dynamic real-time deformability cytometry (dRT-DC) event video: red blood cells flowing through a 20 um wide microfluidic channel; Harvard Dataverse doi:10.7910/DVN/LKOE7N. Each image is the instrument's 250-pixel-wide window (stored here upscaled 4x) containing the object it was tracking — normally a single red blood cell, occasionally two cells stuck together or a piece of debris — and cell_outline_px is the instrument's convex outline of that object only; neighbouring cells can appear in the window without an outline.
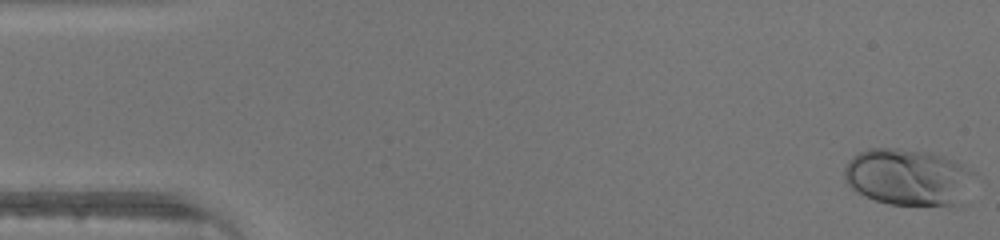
{"species": "human", "species_latin": "Homo sapiens", "temperature_condition": "warm", "stored_images_in_passage": 46, "camera_frame_rate_fps": 3000, "um_per_image_px": 0.085, "donor": {"sex": "male"}, "frame": {"image": 1, "passage_image": 1, "time_ms": 0.0, "image_size_px": [1000, 240], "cell_outline_px": [[976, 172], [952, 204], [888, 204], [876, 200], [852, 188], [848, 184], [844, 176], [844, 168], [848, 160], [856, 152], [868, 148], [896, 148], [932, 152], [956, 160]], "centroid_in_image_um": [77.08, 14.98], "position_along_channel_um": 7.9, "area_um2": 41.91}}
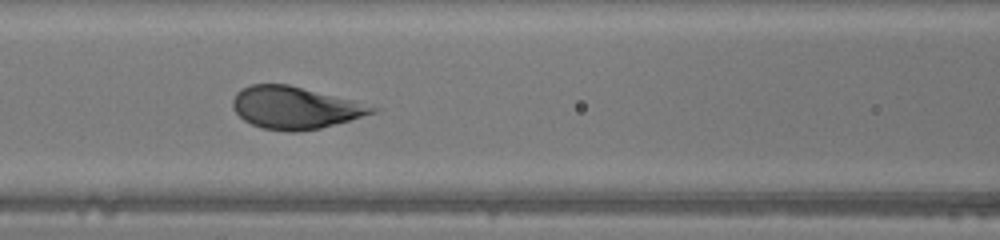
{"frame": {"image": 2, "passage_image": 20, "time_ms": 6.333, "image_size_px": [1000, 240], "cell_outline_px": [[380, 108], [376, 112], [320, 128], [296, 132], [288, 132], [264, 128], [252, 124], [244, 120], [232, 108], [232, 100], [236, 92], [240, 88], [252, 84], [288, 84], [352, 100]], "centroid_in_image_um": [25.03, 9.15], "position_along_channel_um": 141.6, "area_um2": 34.04}}
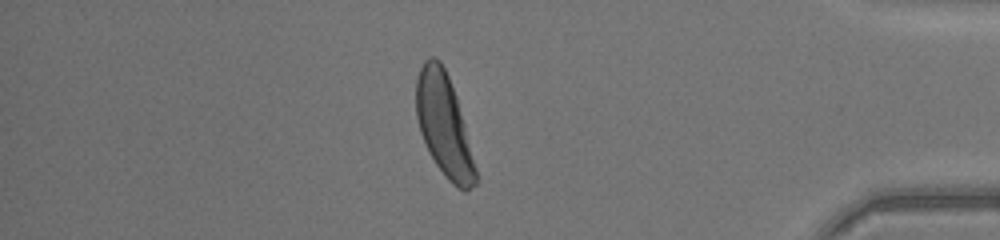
{"frame": {"image": 3, "passage_image": 40, "time_ms": 13.0, "image_size_px": [1000, 240], "cell_outline_px": [[480, 180], [468, 192], [464, 192], [452, 184], [444, 176], [428, 152], [420, 132], [416, 116], [416, 80], [420, 68], [424, 60], [428, 56], [432, 56], [440, 60], [448, 76], [456, 96]], "centroid_in_image_um": [37.75, 10.69], "position_along_channel_um": 397.5, "area_um2": 35.66}}